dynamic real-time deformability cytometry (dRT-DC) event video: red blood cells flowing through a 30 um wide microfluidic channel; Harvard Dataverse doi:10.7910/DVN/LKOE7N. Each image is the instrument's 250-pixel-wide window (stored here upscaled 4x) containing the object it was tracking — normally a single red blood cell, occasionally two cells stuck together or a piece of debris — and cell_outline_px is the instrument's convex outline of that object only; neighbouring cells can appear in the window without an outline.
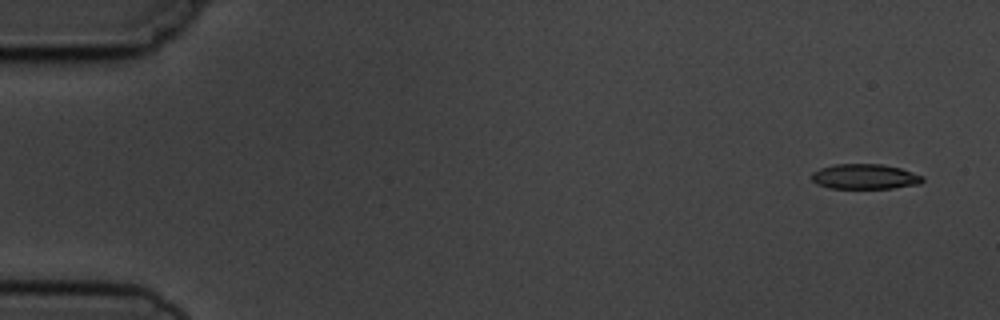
{"species": "common noctule bat (a hibernating species)", "species_latin": "Nyctalus noctula", "temperature_condition": "cold", "stored_images_in_passage": 4, "camera_frame_rate_fps": 3000, "um_per_image_px": 0.085, "animal": {"sex": "male", "body_mass_g": 19.5, "forearm_length_mm": 54.6}, "frame": {"image": 1, "passage_image": 1, "time_ms": 0.0, "image_size_px": [1000, 320], "cell_outline_px": [[924, 180], [920, 184], [892, 188], [828, 188], [816, 184], [812, 180], [812, 172], [820, 168], [836, 164], [880, 164], [900, 168], [924, 176]], "centroid_in_image_um": [73.51, 15.01], "position_along_channel_um": 11.5, "area_um2": 16.24}}
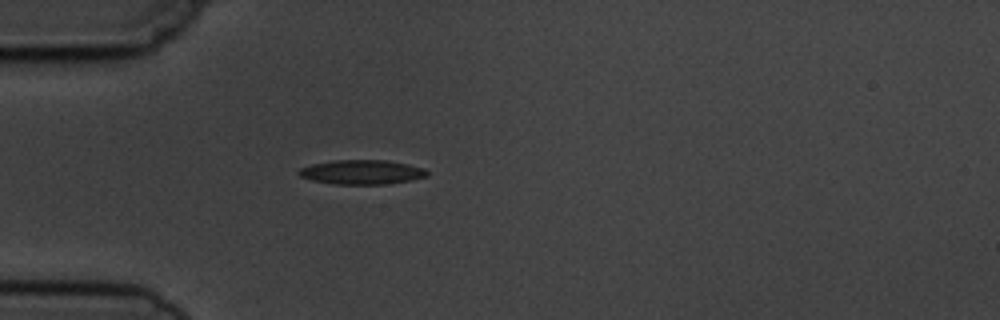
{"frame": {"image": 2, "passage_image": 4, "time_ms": 4.333, "image_size_px": [1000, 320], "cell_outline_px": [[428, 176], [412, 180], [384, 184], [336, 184], [312, 180], [300, 176], [296, 172], [300, 168], [312, 164], [336, 160], [388, 160], [408, 164], [424, 168], [428, 172]], "centroid_in_image_um": [30.77, 14.62], "position_along_channel_um": 54.2, "area_um2": 18.21}}